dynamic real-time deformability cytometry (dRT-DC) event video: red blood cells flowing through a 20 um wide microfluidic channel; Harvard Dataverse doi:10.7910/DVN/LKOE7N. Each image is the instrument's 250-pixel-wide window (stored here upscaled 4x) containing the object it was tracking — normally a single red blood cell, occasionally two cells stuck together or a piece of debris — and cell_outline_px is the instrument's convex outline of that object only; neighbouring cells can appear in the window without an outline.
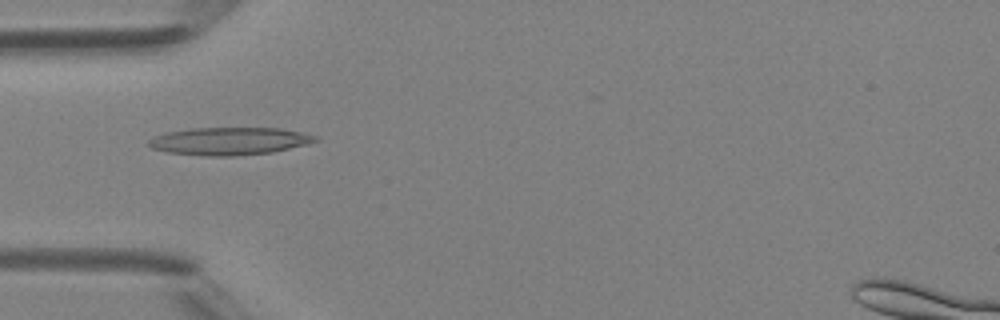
{"species": "Egyptian fruit bat (a non-hibernating species)", "species_latin": "Rousettus aegyptiacus", "temperature_condition": "room temperature", "stored_images_in_passage": 10, "camera_frame_rate_fps": 3000, "um_per_image_px": 0.085, "animal": {"sex": "female"}, "frame": {"image": 1, "passage_image": 1, "time_ms": 0.0, "image_size_px": [1000, 320], "cell_outline_px": [[320, 140], [308, 144], [272, 152], [232, 156], [208, 156], [168, 152], [152, 148], [148, 144], [148, 140], [156, 136], [168, 132], [192, 128], [280, 128], [320, 136]], "centroid_in_image_um": [19.55, 11.99], "position_along_channel_um": 65.4, "area_um2": 26.76}}
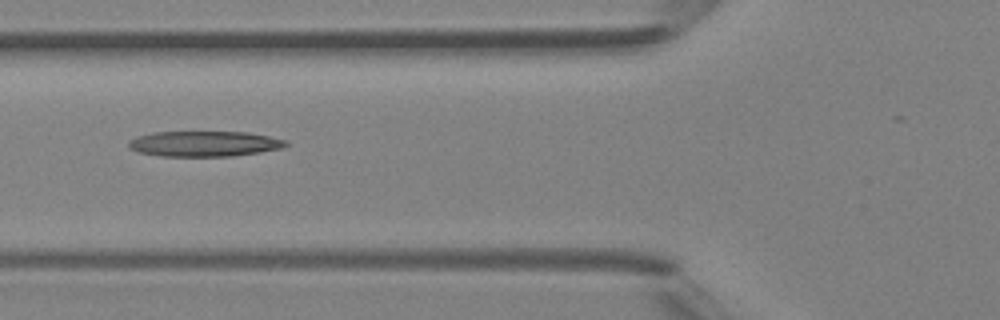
{"frame": {"image": 2, "passage_image": 4, "time_ms": 1.0, "image_size_px": [1000, 320], "cell_outline_px": [[288, 144], [280, 148], [260, 152], [232, 156], [160, 156], [140, 152], [132, 148], [128, 144], [128, 140], [136, 136], [156, 132], [248, 132], [288, 140]], "centroid_in_image_um": [17.38, 12.21], "position_along_channel_um": 108.4, "area_um2": 23.18}}
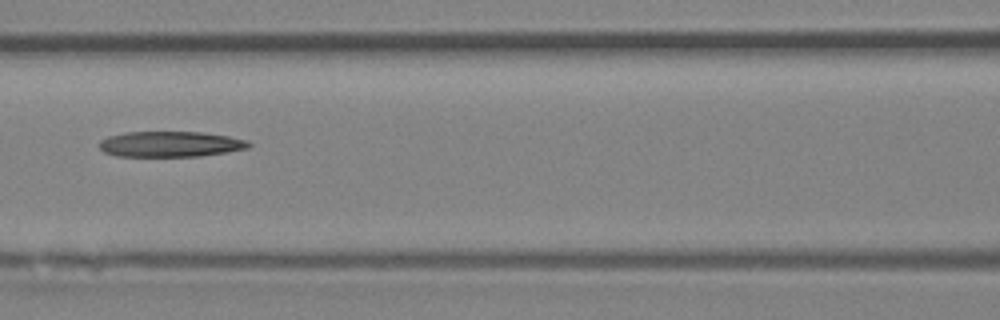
{"frame": {"image": 3, "passage_image": 7, "time_ms": 2.0, "image_size_px": [1000, 320], "cell_outline_px": [[252, 144], [248, 148], [200, 156], [116, 156], [104, 152], [100, 148], [100, 140], [108, 136], [124, 132], [200, 132], [228, 136], [248, 140]], "centroid_in_image_um": [14.47, 12.24], "position_along_channel_um": 152.1, "area_um2": 22.2}}